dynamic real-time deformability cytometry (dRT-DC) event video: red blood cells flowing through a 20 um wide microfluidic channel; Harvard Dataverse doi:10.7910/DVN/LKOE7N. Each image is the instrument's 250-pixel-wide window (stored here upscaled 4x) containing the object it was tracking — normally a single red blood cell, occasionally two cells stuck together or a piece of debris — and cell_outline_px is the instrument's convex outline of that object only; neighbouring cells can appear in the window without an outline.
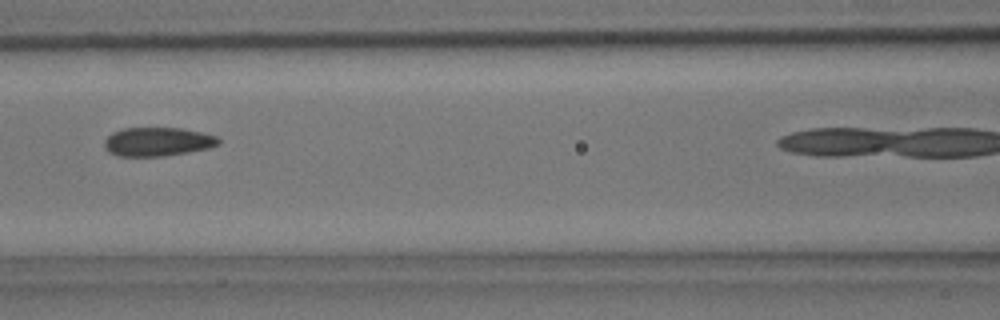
{"species": "common noctule bat (a hibernating species)", "species_latin": "Nyctalus noctula", "temperature_condition": "room temperature", "stored_images_in_passage": 25, "camera_frame_rate_fps": 3000, "um_per_image_px": 0.085, "animal": {"sex": "male", "body_mass_g": 15.6}, "frame": {"image": 1, "passage_image": 11, "time_ms": 3.333, "image_size_px": [1000, 320], "cell_outline_px": [[220, 144], [208, 148], [188, 152], [164, 156], [120, 156], [108, 152], [104, 148], [104, 140], [112, 132], [124, 128], [184, 128], [216, 136], [220, 140]], "centroid_in_image_um": [13.38, 12.04], "position_along_channel_um": 153.2, "area_um2": 19.19}}